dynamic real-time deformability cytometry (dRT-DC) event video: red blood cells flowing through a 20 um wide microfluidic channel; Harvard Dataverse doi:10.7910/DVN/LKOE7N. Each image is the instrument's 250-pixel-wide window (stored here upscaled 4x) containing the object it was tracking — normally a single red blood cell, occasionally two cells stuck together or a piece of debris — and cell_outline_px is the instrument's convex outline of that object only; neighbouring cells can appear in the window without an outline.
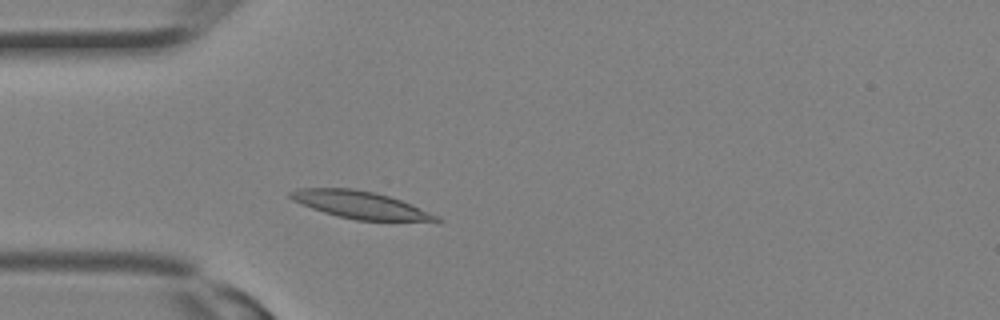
{"species": "Egyptian fruit bat (a non-hibernating species)", "species_latin": "Rousettus aegyptiacus", "temperature_condition": "room temperature", "stored_images_in_passage": 15, "camera_frame_rate_fps": 3000, "um_per_image_px": 0.085, "animal": {"sex": "female"}, "frame": {"image": 1, "passage_image": 5, "time_ms": 1.333, "image_size_px": [1000, 320], "cell_outline_px": [[444, 220], [440, 224], [356, 220], [324, 212], [300, 204], [292, 200], [288, 196], [288, 192], [300, 188], [352, 188], [376, 192], [412, 204], [440, 216]], "centroid_in_image_um": [30.82, 17.46], "position_along_channel_um": 54.2, "area_um2": 24.22}}
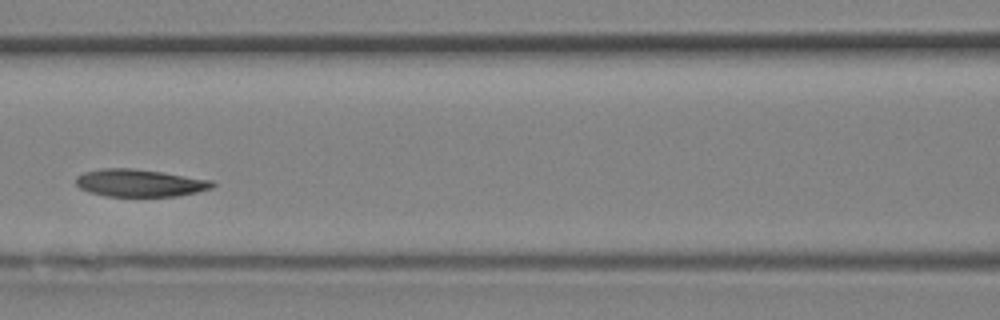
{"frame": {"image": 2, "passage_image": 10, "time_ms": 3.0, "image_size_px": [1000, 320], "cell_outline_px": [[216, 184], [212, 188], [196, 192], [176, 196], [108, 196], [88, 192], [80, 188], [76, 184], [76, 176], [84, 172], [104, 168], [132, 168], [160, 172], [212, 180]], "centroid_in_image_um": [11.86, 15.55], "position_along_channel_um": 154.7, "area_um2": 21.68}}
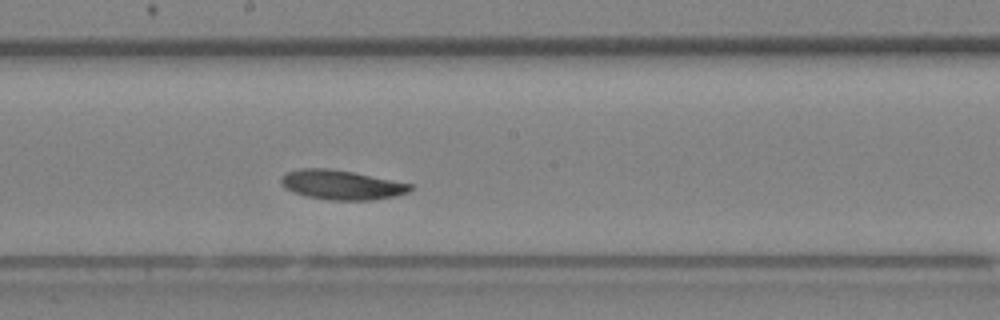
{"frame": {"image": 3, "passage_image": 13, "time_ms": 4.0, "image_size_px": [1000, 320], "cell_outline_px": [[412, 188], [408, 192], [392, 196], [372, 200], [328, 200], [308, 196], [292, 192], [284, 188], [280, 184], [280, 176], [284, 172], [300, 168], [328, 168], [352, 172], [412, 184]], "centroid_in_image_um": [28.94, 15.7], "position_along_channel_um": 219.3, "area_um2": 22.2}}